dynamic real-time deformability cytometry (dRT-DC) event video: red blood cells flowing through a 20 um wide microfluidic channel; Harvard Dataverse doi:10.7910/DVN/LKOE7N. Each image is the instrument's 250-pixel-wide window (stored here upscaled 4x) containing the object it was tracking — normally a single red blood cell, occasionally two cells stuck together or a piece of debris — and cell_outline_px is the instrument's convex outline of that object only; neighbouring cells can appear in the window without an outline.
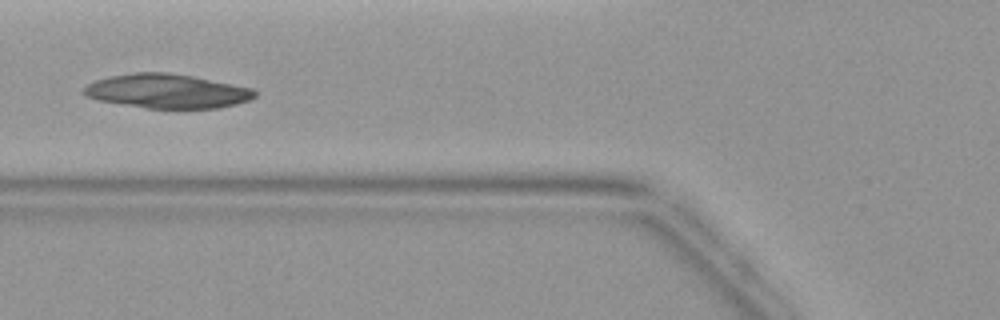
{"species": "common noctule bat (a hibernating species)", "species_latin": "Nyctalus noctula", "temperature_condition": "warm", "stored_images_in_passage": 5, "camera_frame_rate_fps": 3000, "um_per_image_px": 0.085, "animal": {"sex": "female", "body_mass_g": 19.9}, "frame": {"image": 1, "passage_image": 5, "time_ms": 4.667, "image_size_px": [1000, 320], "cell_outline_px": [[256, 96], [248, 100], [236, 104], [220, 108], [148, 108], [100, 100], [88, 96], [84, 92], [84, 88], [88, 84], [96, 80], [108, 76], [132, 72], [168, 72], [192, 76], [252, 88], [256, 92]], "centroid_in_image_um": [14.22, 7.73], "position_along_channel_um": 111.6, "area_um2": 33.7}}